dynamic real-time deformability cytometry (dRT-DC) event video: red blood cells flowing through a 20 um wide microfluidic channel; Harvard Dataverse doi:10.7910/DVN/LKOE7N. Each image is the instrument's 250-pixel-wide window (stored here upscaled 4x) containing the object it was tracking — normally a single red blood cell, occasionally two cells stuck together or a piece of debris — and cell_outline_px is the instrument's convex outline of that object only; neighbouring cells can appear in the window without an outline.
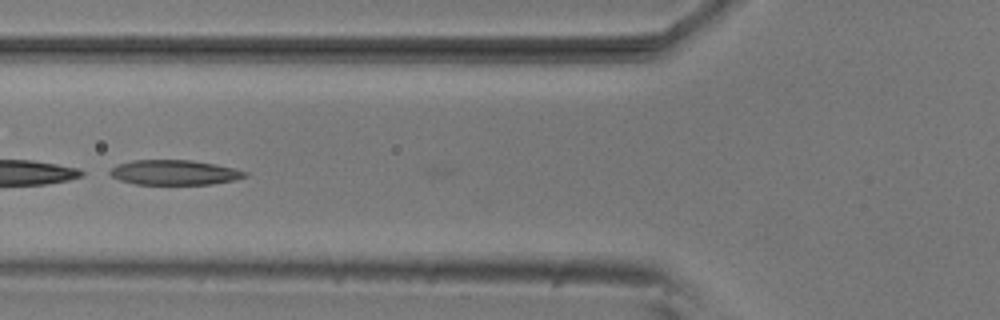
{"species": "common noctule bat (a hibernating species)", "species_latin": "Nyctalus noctula", "temperature_condition": "room temperature", "stored_images_in_passage": 8, "camera_frame_rate_fps": 3000, "um_per_image_px": 0.085, "animal": {"sex": "male", "body_mass_g": 20.5, "forearm_length_mm": 52.5}, "frame": {"image": 1, "passage_image": 5, "time_ms": 1.333, "image_size_px": [1000, 320], "cell_outline_px": [[248, 176], [236, 180], [212, 184], [136, 184], [120, 180], [112, 176], [108, 172], [116, 164], [132, 160], [192, 160], [236, 168], [248, 172]], "centroid_in_image_um": [14.85, 14.65], "position_along_channel_um": 110.9, "area_um2": 19.71}}
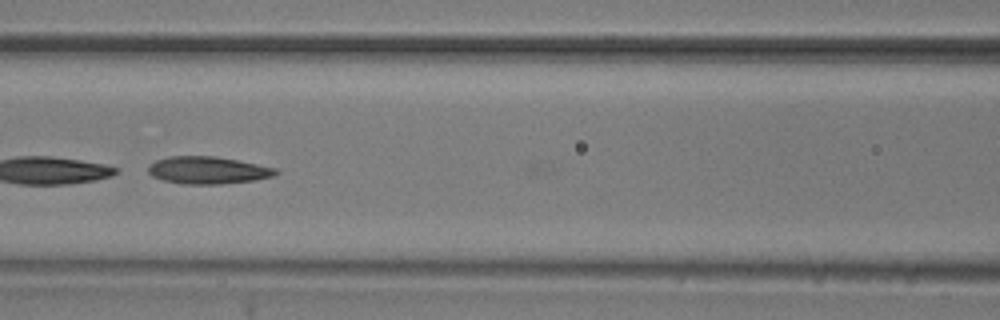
{"frame": {"image": 2, "passage_image": 6, "time_ms": 1.667, "image_size_px": [1000, 320], "cell_outline_px": [[280, 172], [276, 176], [256, 180], [220, 184], [184, 184], [164, 180], [152, 176], [148, 172], [148, 164], [156, 160], [168, 156], [216, 156], [276, 168]], "centroid_in_image_um": [17.67, 14.47], "position_along_channel_um": 148.9, "area_um2": 20.4}}
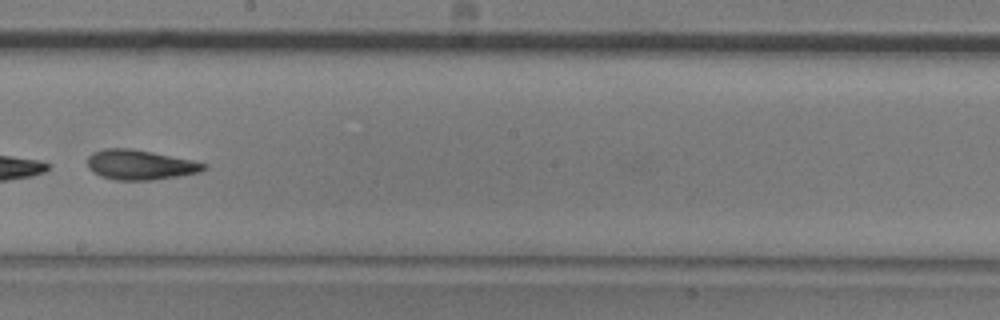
{"frame": {"image": 3, "passage_image": 8, "time_ms": 2.333, "image_size_px": [1000, 320], "cell_outline_px": [[208, 168], [196, 172], [176, 176], [152, 180], [116, 180], [100, 176], [92, 172], [88, 168], [88, 156], [92, 152], [104, 148], [132, 148], [192, 160], [208, 164]], "centroid_in_image_um": [11.86, 14.0], "position_along_channel_um": 236.3, "area_um2": 20.23}}